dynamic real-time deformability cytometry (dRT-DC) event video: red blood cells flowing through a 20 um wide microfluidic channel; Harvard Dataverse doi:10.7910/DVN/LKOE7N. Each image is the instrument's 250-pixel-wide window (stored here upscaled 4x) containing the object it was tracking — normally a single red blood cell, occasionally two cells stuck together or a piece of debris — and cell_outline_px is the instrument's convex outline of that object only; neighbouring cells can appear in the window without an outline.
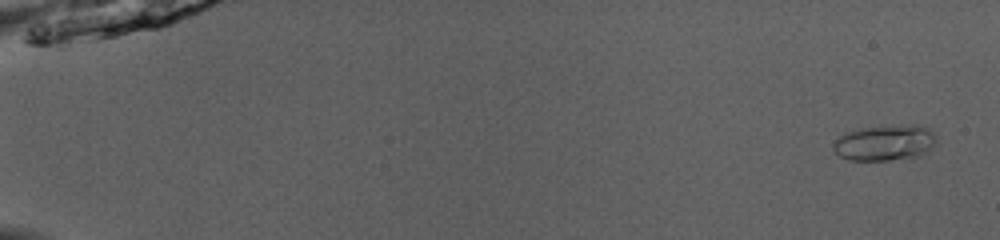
{"species": "common noctule bat (a hibernating species)", "species_latin": "Nyctalus noctula", "temperature_condition": "room temperature", "stored_images_in_passage": 52, "camera_frame_rate_fps": 3000, "um_per_image_px": 0.085, "animal": {"sex": "male", "body_mass_g": 13.0, "forearm_length_mm": 53.1}, "frame": {"image": 1, "passage_image": 3, "time_ms": 0.667, "image_size_px": [1000, 240], "cell_outline_px": [[936, 144], [932, 148], [920, 156], [888, 160], [848, 160], [840, 156], [832, 148], [832, 144], [844, 132], [860, 128], [892, 124], [916, 124], [928, 128], [936, 132]], "centroid_in_image_um": [75.25, 12.1], "position_along_channel_um": 9.8, "area_um2": 22.02}}
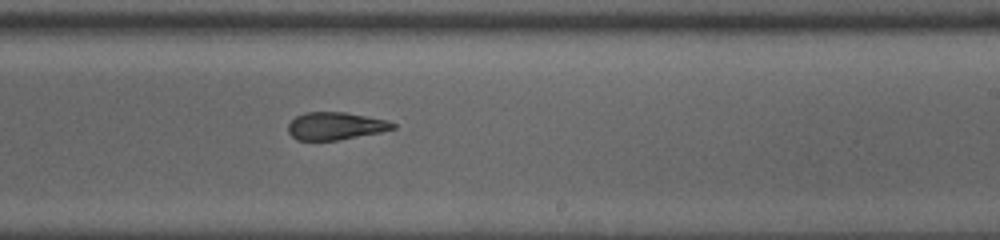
{"frame": {"image": 2, "passage_image": 34, "time_ms": 11.0, "image_size_px": [1000, 240], "cell_outline_px": [[396, 128], [380, 132], [336, 140], [296, 140], [288, 132], [288, 124], [296, 116], [304, 112], [344, 112], [384, 120], [396, 124]], "centroid_in_image_um": [28.46, 10.71], "position_along_channel_um": 260.5, "area_um2": 16.59}}
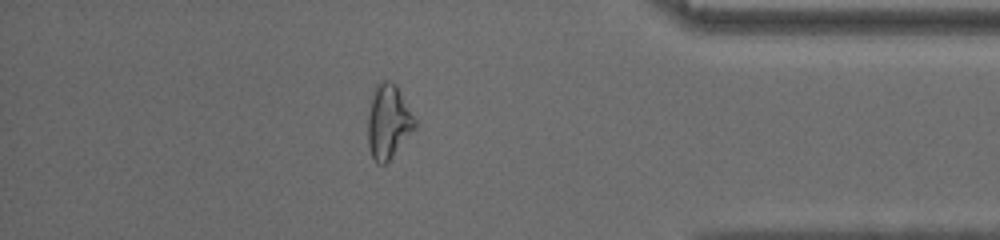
{"frame": {"image": 3, "passage_image": 46, "time_ms": 15.0, "image_size_px": [1000, 240], "cell_outline_px": [[416, 124], [388, 160], [384, 164], [376, 164], [372, 156], [368, 144], [368, 116], [372, 96], [376, 84], [384, 80], [388, 80], [396, 84], [416, 120]], "centroid_in_image_um": [32.97, 10.3], "position_along_channel_um": 402.2, "area_um2": 19.65}, "authors_computed_cell_mechanics": {"area_um2": 18.3226, "velocity_mm_per_s": 4.0636, "shape_relaxation_time_tau1_ms": 7.2596, "shape_relaxation_time_tau2_ms": 1.9096, "deformation_change_tau1": 0.1969, "deformation_change_tau2": 0.1025}}